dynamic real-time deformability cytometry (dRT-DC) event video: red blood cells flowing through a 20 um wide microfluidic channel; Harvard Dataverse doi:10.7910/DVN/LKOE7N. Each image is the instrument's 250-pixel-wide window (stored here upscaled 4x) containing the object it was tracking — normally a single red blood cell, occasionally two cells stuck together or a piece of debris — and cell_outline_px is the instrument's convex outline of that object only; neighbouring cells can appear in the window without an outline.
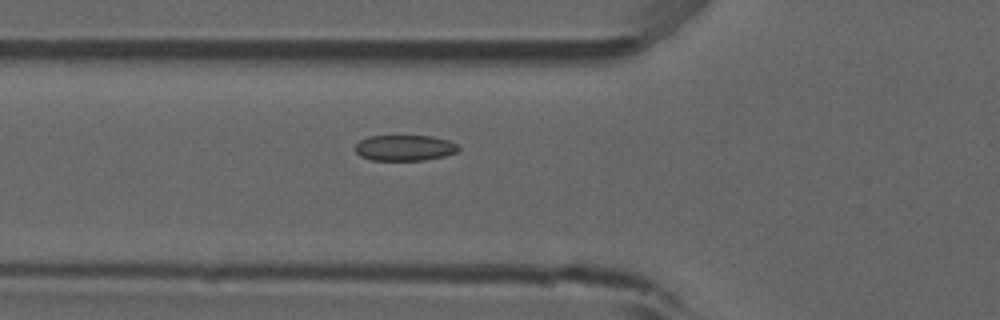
{"species": "common noctule bat (a hibernating species)", "species_latin": "Nyctalus noctula", "temperature_condition": "room temperature", "stored_images_in_passage": 53, "camera_frame_rate_fps": 3000, "um_per_image_px": 0.085, "animal": {"sex": "male", "forearm_length_mm": 52.5}, "frame": {"image": 1, "passage_image": 19, "time_ms": 6.0, "image_size_px": [1000, 320], "cell_outline_px": [[460, 148], [456, 152], [444, 156], [424, 160], [372, 160], [360, 156], [356, 152], [356, 144], [360, 140], [368, 136], [432, 136], [448, 140], [456, 144]], "centroid_in_image_um": [34.39, 12.56], "position_along_channel_um": 91.4, "area_um2": 15.43}}
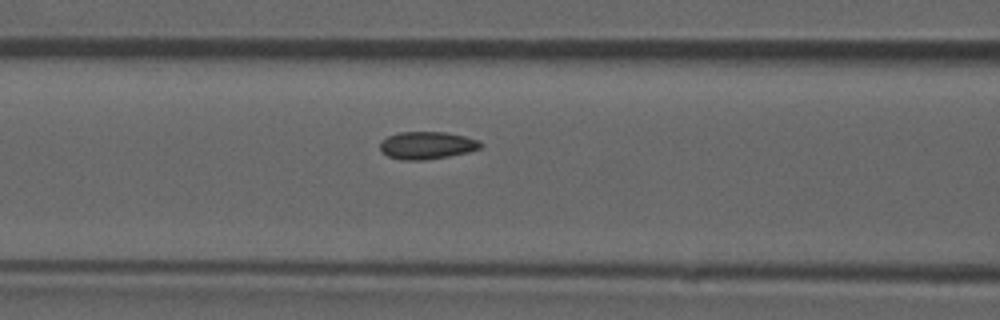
{"frame": {"image": 2, "passage_image": 22, "time_ms": 7.0, "image_size_px": [1000, 320], "cell_outline_px": [[484, 144], [480, 148], [468, 152], [448, 156], [424, 160], [400, 160], [388, 156], [380, 152], [380, 140], [388, 136], [400, 132], [444, 132], [464, 136], [480, 140]], "centroid_in_image_um": [36.27, 12.35], "position_along_channel_um": 130.3, "area_um2": 16.24}}
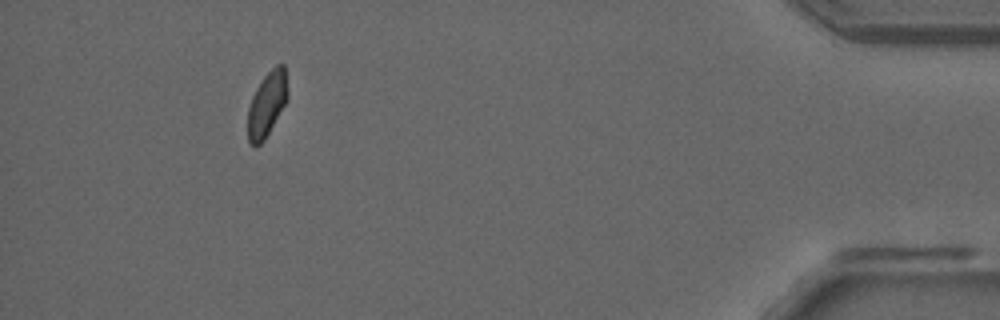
{"frame": {"image": 3, "passage_image": 49, "time_ms": 16.0, "image_size_px": [1000, 320], "cell_outline_px": [[288, 100], [264, 140], [260, 144], [252, 144], [248, 140], [248, 108], [252, 96], [256, 88], [264, 76], [276, 64], [284, 64], [288, 92]], "centroid_in_image_um": [22.7, 8.83], "position_along_channel_um": 412.5, "area_um2": 14.97}, "authors_computed_cell_mechanics": {"area_um2": 16.0684, "velocity_mm_per_s": 3.8433, "shape_relaxation_time_tau1_ms": null, "shape_relaxation_time_tau2_ms": 1.5188, "deformation_change_tau1": null, "deformation_change_tau2": 0.0558}}